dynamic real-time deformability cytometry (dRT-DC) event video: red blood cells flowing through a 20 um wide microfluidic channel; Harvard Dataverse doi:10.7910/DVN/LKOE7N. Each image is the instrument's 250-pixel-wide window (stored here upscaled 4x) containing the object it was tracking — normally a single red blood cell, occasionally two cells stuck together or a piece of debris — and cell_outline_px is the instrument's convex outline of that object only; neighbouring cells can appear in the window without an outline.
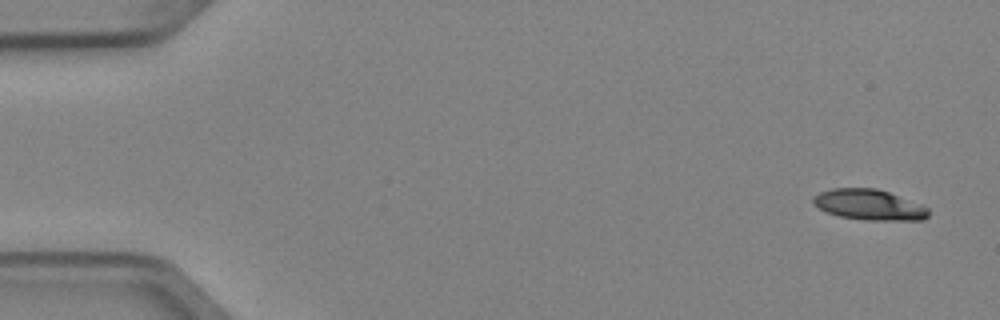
{"species": "Egyptian fruit bat (a non-hibernating species)", "species_latin": "Rousettus aegyptiacus", "temperature_condition": "cold", "stored_images_in_passage": 6, "camera_frame_rate_fps": 3000, "um_per_image_px": 0.085, "animal": {"sex": "female"}, "frame": {"image": 1, "passage_image": 1, "time_ms": 0.0, "image_size_px": [1000, 320], "cell_outline_px": [[928, 216], [924, 220], [864, 220], [840, 216], [828, 212], [812, 204], [812, 200], [820, 192], [832, 188], [876, 188], [888, 192], [920, 204], [928, 208]], "centroid_in_image_um": [73.88, 17.41], "position_along_channel_um": 11.1, "area_um2": 20.35}}
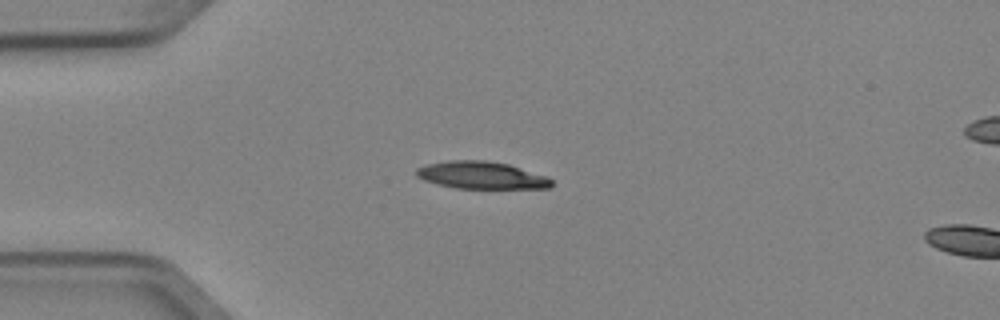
{"frame": {"image": 2, "passage_image": 4, "time_ms": 1.0, "image_size_px": [1000, 320], "cell_outline_px": [[552, 184], [548, 188], [456, 188], [436, 184], [424, 180], [416, 176], [416, 168], [428, 164], [448, 160], [484, 160], [508, 164], [548, 176], [552, 180]], "centroid_in_image_um": [40.91, 14.89], "position_along_channel_um": 44.1, "area_um2": 21.5}}
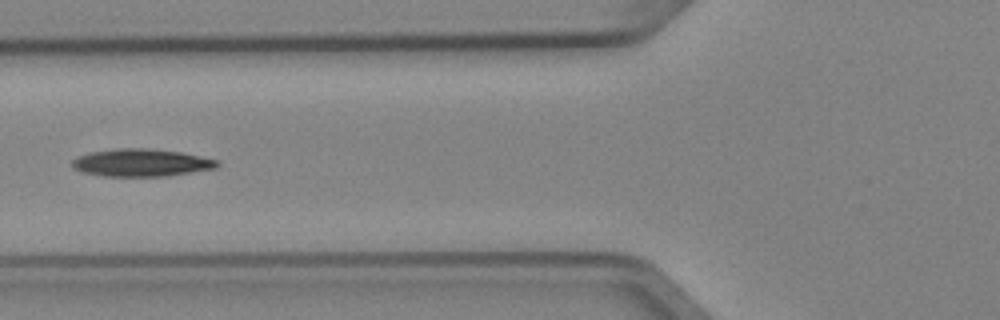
{"frame": {"image": 3, "passage_image": 6, "time_ms": 1.667, "image_size_px": [1000, 320], "cell_outline_px": [[220, 164], [216, 168], [168, 176], [104, 176], [84, 172], [72, 168], [72, 160], [76, 156], [92, 152], [116, 148], [148, 148], [180, 152], [216, 160]], "centroid_in_image_um": [11.98, 13.83], "position_along_channel_um": 113.8, "area_um2": 23.18}}